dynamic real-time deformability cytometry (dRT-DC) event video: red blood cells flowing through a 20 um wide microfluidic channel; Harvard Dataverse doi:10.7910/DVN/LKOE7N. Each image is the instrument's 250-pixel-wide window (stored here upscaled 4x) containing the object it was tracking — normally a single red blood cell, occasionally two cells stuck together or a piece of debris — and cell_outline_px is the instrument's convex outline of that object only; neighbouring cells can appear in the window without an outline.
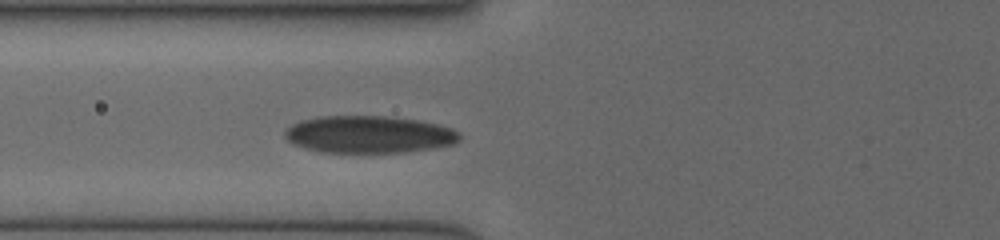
{"species": "human", "species_latin": "Homo sapiens", "temperature_condition": "cold", "stored_images_in_passage": 3, "camera_frame_rate_fps": 3000, "um_per_image_px": 0.085, "donor": {"sex": "female"}, "frame": {"image": 1, "passage_image": 3, "time_ms": 2.333, "image_size_px": [1000, 240], "cell_outline_px": [[460, 140], [452, 144], [432, 148], [404, 152], [320, 152], [304, 148], [292, 144], [284, 136], [284, 132], [292, 124], [300, 120], [320, 116], [388, 116], [416, 120], [436, 124], [452, 128], [460, 132]], "centroid_in_image_um": [31.33, 11.42], "position_along_channel_um": 94.5, "area_um2": 37.92}}